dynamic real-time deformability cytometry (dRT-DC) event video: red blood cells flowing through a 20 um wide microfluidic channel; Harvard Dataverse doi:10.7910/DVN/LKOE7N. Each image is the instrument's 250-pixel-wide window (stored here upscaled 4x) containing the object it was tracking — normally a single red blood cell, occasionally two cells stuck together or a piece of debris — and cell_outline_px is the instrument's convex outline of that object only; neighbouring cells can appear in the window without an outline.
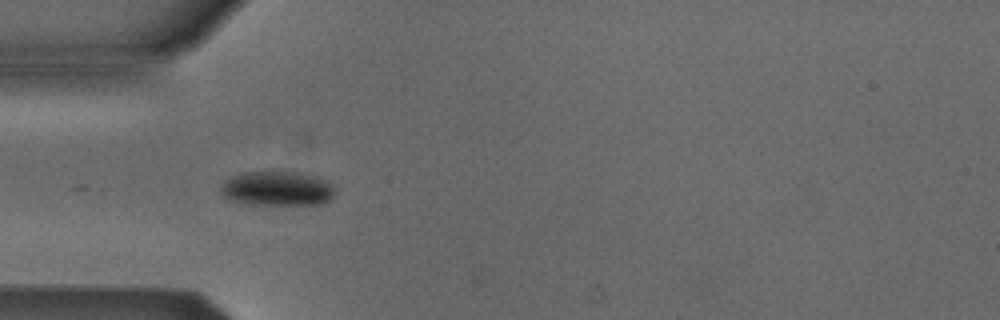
{"species": "Egyptian fruit bat (a non-hibernating species)", "species_latin": "Rousettus aegyptiacus", "temperature_condition": "cold", "stored_images_in_passage": 5, "camera_frame_rate_fps": 3000, "um_per_image_px": 0.085, "animal": {"sex": "male"}, "frame": {"image": 1, "passage_image": 4, "time_ms": 3.667, "image_size_px": [1000, 320], "cell_outline_px": [[332, 196], [328, 200], [320, 204], [244, 204], [228, 200], [220, 192], [220, 188], [232, 176], [244, 172], [292, 172], [316, 176], [332, 184]], "centroid_in_image_um": [23.51, 16.04], "position_along_channel_um": 61.5, "area_um2": 22.6}}
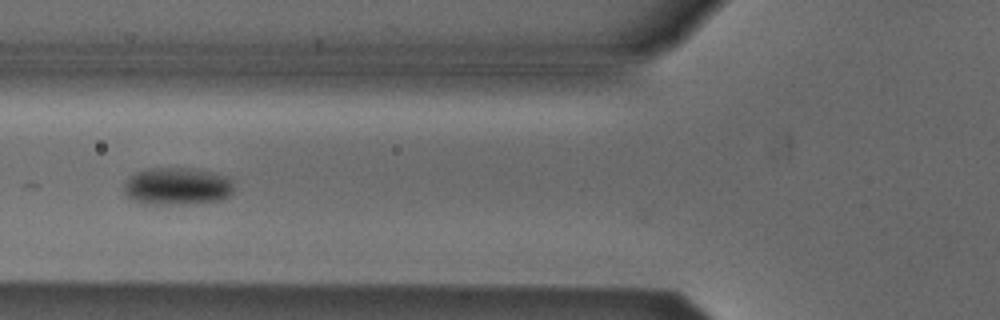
{"frame": {"image": 2, "passage_image": 5, "time_ms": 5.0, "image_size_px": [1000, 320], "cell_outline_px": [[232, 192], [228, 196], [220, 200], [176, 204], [144, 204], [132, 200], [124, 192], [124, 184], [128, 176], [144, 168], [192, 168], [212, 172], [228, 176], [232, 184]], "centroid_in_image_um": [15.01, 15.82], "position_along_channel_um": 110.8, "area_um2": 24.04}}